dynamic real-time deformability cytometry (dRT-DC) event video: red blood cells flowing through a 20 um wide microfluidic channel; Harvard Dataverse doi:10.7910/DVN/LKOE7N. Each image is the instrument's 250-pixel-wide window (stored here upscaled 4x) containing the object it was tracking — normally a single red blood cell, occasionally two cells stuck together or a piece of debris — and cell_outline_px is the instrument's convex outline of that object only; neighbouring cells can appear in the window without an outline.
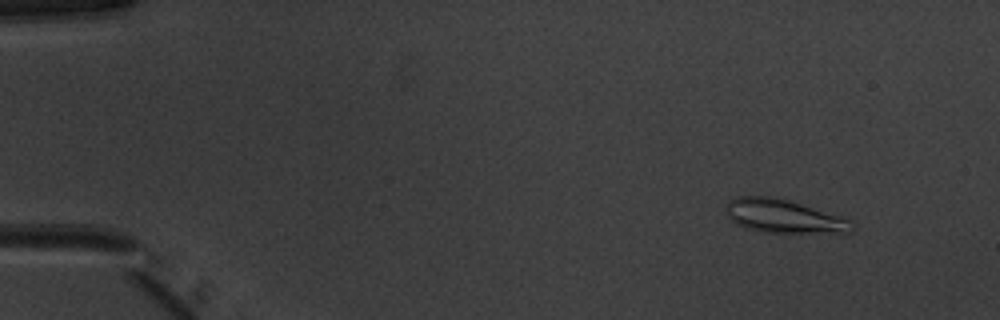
{"species": "common noctule bat (a hibernating species)", "species_latin": "Nyctalus noctula", "temperature_condition": "warm", "stored_images_in_passage": 52, "camera_frame_rate_fps": 3000, "um_per_image_px": 0.085, "animal": {"sex": "male", "body_mass_g": 20.1, "forearm_length_mm": 53.5}, "frame": {"image": 1, "passage_image": 5, "time_ms": 1.333, "image_size_px": [1000, 320], "cell_outline_px": [[856, 228], [852, 232], [764, 232], [744, 228], [736, 224], [724, 212], [724, 204], [728, 200], [736, 196], [776, 196], [792, 200], [852, 220]], "centroid_in_image_um": [66.57, 18.35], "position_along_channel_um": 18.4, "area_um2": 25.03}}
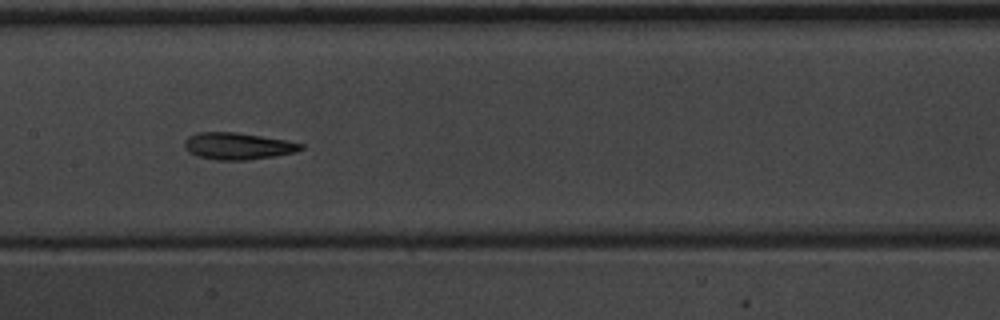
{"frame": {"image": 2, "passage_image": 26, "time_ms": 8.333, "image_size_px": [1000, 320], "cell_outline_px": [[304, 148], [296, 152], [248, 160], [216, 160], [196, 156], [188, 152], [184, 148], [184, 140], [188, 136], [196, 132], [236, 132], [284, 140], [304, 144]], "centroid_in_image_um": [20.15, 12.42], "position_along_channel_um": 187.2, "area_um2": 18.26}}
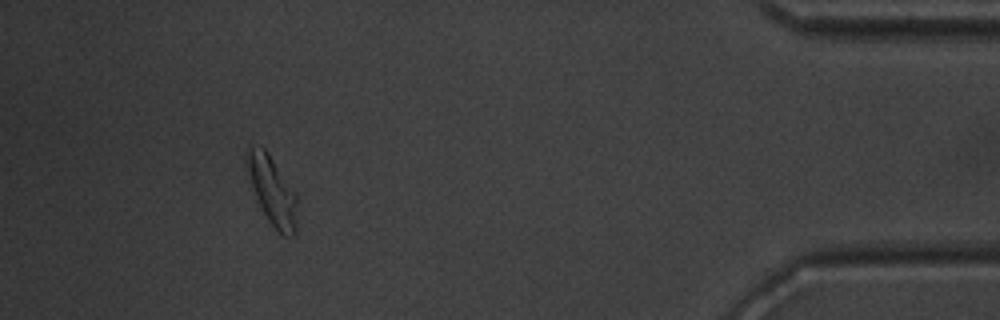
{"frame": {"image": 3, "passage_image": 47, "time_ms": 15.333, "image_size_px": [1000, 320], "cell_outline_px": [[296, 232], [292, 236], [284, 236], [276, 232], [268, 220], [256, 196], [244, 168], [244, 160], [248, 148], [252, 144], [264, 148], [268, 152], [296, 192]], "centroid_in_image_um": [23.11, 16.17], "position_along_channel_um": 412.1, "area_um2": 20.35}}